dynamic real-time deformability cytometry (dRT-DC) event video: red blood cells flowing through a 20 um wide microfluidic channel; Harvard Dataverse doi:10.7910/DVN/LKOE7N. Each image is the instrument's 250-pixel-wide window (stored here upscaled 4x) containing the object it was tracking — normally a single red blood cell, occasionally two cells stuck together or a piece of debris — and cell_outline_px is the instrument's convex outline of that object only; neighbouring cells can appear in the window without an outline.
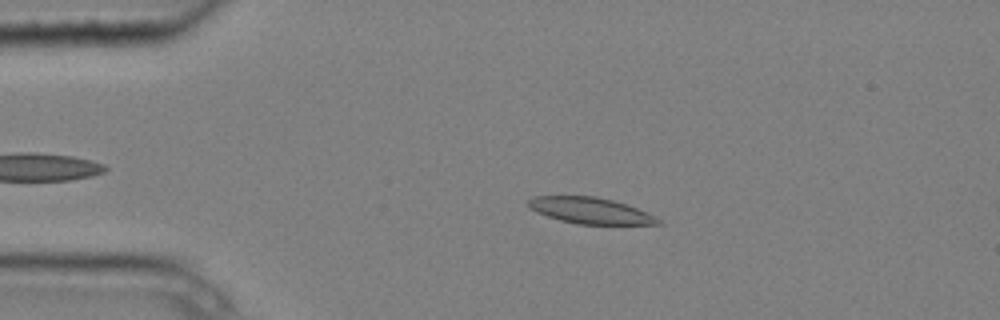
{"species": "common noctule bat (a hibernating species)", "species_latin": "Nyctalus noctula", "temperature_condition": "cold", "stored_images_in_passage": 4, "segment_of_instrument_passage": [1, 2], "camera_frame_rate_fps": 3000, "um_per_image_px": 0.085, "animal": {"sex": "male", "body_mass_g": 20.4}, "frame": {"image": 1, "passage_image": 2, "time_ms": 0.333, "image_size_px": [1000, 320], "cell_outline_px": [[664, 224], [576, 224], [560, 220], [536, 212], [528, 208], [528, 200], [532, 196], [596, 196], [612, 200], [636, 208], [660, 220]], "centroid_in_image_um": [50.1, 17.9], "position_along_channel_um": 34.9, "area_um2": 19.54}}